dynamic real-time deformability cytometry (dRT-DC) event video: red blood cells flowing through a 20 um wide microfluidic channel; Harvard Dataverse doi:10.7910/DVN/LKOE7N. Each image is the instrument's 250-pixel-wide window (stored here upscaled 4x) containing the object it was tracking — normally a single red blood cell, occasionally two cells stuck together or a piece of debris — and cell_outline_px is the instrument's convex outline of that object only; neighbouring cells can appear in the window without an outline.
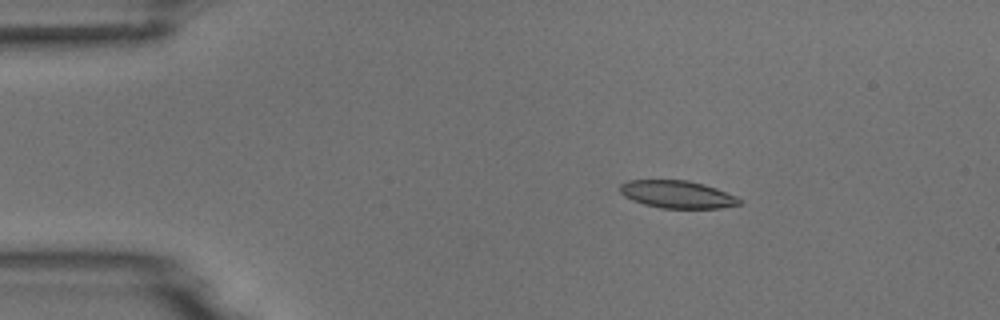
{"species": "common noctule bat (a hibernating species)", "species_latin": "Nyctalus noctula", "temperature_condition": "room temperature", "stored_images_in_passage": 5, "camera_frame_rate_fps": 3000, "um_per_image_px": 0.085, "animal": {"sex": "male", "body_mass_g": 18.8}, "frame": {"image": 1, "passage_image": 3, "time_ms": 2.333, "image_size_px": [1000, 320], "cell_outline_px": [[740, 204], [720, 208], [660, 208], [644, 204], [632, 200], [624, 196], [620, 192], [620, 184], [628, 180], [688, 180], [704, 184], [716, 188], [736, 196], [740, 200]], "centroid_in_image_um": [57.54, 16.52], "position_along_channel_um": 27.5, "area_um2": 19.13}}
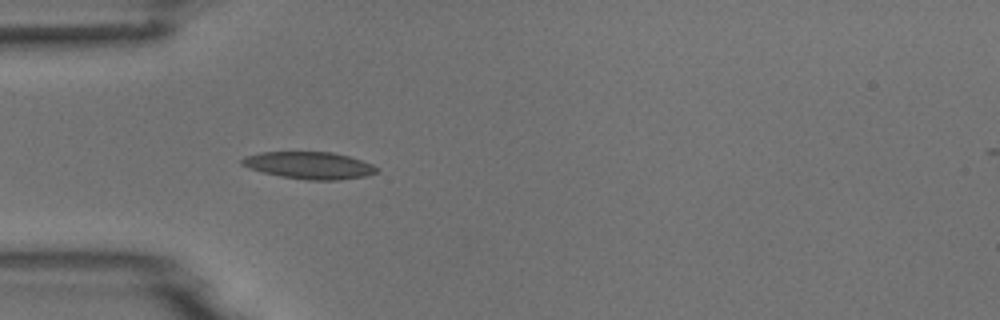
{"frame": {"image": 2, "passage_image": 5, "time_ms": 4.667, "image_size_px": [1000, 320], "cell_outline_px": [[380, 168], [376, 172], [368, 176], [336, 180], [308, 180], [280, 176], [248, 168], [240, 164], [240, 160], [244, 156], [260, 152], [332, 152], [348, 156], [372, 164]], "centroid_in_image_um": [26.28, 14.05], "position_along_channel_um": 58.7, "area_um2": 21.33}}